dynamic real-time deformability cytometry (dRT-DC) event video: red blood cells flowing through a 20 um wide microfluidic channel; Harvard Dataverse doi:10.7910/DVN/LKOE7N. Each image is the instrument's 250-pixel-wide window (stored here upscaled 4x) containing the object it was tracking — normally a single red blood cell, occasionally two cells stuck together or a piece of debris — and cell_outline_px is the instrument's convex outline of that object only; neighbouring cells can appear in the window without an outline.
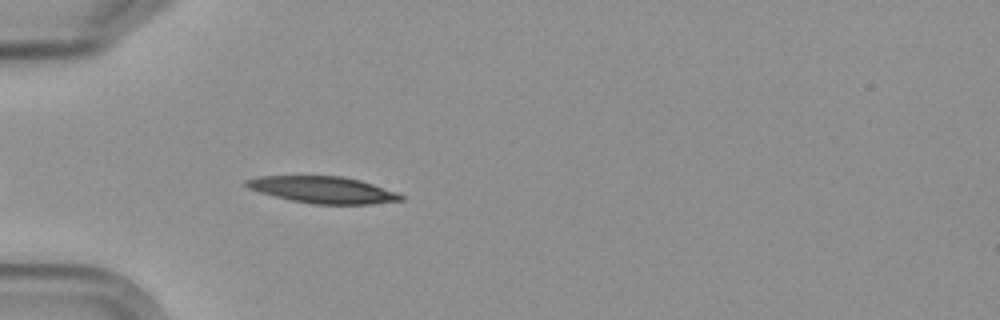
{"species": "Egyptian fruit bat (a non-hibernating species)", "species_latin": "Rousettus aegyptiacus", "temperature_condition": "cold", "stored_images_in_passage": 5, "camera_frame_rate_fps": 3000, "um_per_image_px": 0.085, "frame": {"image": 1, "passage_image": 5, "time_ms": 4.667, "image_size_px": [1000, 320], "cell_outline_px": [[404, 200], [372, 204], [312, 204], [292, 200], [260, 192], [248, 188], [244, 184], [244, 180], [260, 176], [340, 176], [360, 180], [396, 192], [404, 196]], "centroid_in_image_um": [27.45, 16.13], "position_along_channel_um": 57.6, "area_um2": 23.87}}